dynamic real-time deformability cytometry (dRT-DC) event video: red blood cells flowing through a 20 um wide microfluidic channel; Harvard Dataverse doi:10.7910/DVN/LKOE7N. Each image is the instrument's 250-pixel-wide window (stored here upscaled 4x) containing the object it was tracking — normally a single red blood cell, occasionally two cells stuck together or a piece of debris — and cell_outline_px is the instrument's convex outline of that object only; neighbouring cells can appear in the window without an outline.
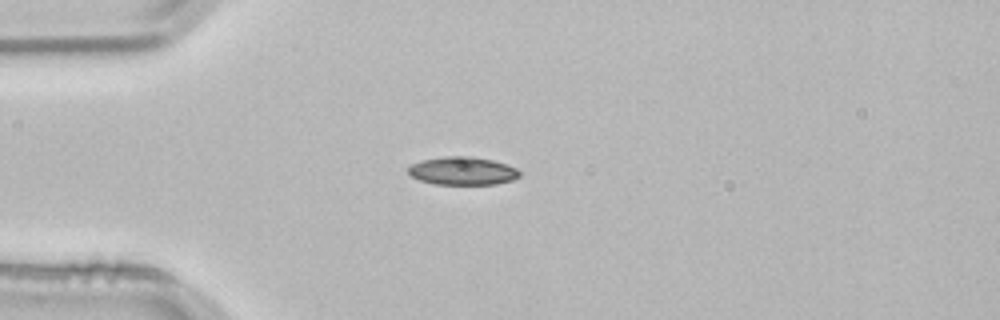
{"species": "common noctule bat (a hibernating species)", "species_latin": "Nyctalus noctula", "temperature_condition": "room temperature", "stored_images_in_passage": 3, "camera_frame_rate_fps": 3000, "um_per_image_px": 0.085, "animal": {"sex": "male", "body_mass_g": 21.5, "forearm_length_mm": 52.0}, "frame": {"image": 1, "passage_image": 3, "time_ms": 0.667, "image_size_px": [1000, 320], "cell_outline_px": [[520, 176], [512, 180], [496, 184], [436, 184], [420, 180], [412, 176], [408, 172], [408, 168], [412, 164], [420, 160], [444, 156], [472, 156], [492, 160], [516, 168], [520, 172]], "centroid_in_image_um": [39.31, 14.52], "position_along_channel_um": 45.7, "area_um2": 18.15}}